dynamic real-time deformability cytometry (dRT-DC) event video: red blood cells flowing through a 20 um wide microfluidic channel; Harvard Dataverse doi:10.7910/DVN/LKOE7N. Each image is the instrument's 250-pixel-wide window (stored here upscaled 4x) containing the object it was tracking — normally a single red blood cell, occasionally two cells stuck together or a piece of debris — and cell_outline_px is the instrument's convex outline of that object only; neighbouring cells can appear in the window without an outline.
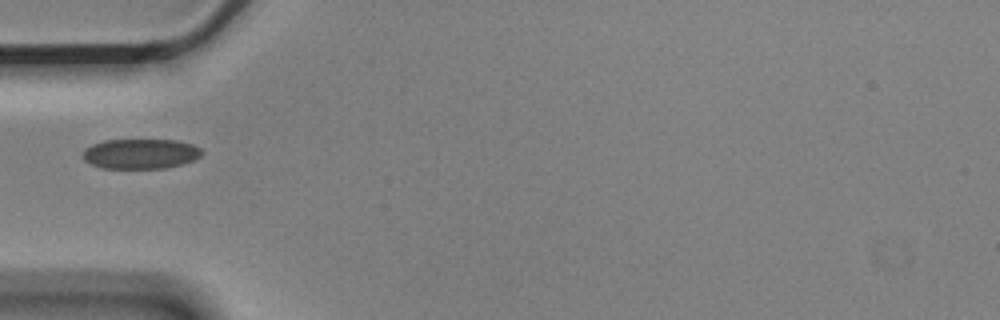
{"species": "Egyptian fruit bat (a non-hibernating species)", "species_latin": "Rousettus aegyptiacus", "temperature_condition": "cold", "stored_images_in_passage": 11, "camera_frame_rate_fps": 3000, "um_per_image_px": 0.085, "animal": {"sex": "male"}, "frame": {"image": 1, "passage_image": 5, "time_ms": 1.333, "image_size_px": [1000, 320], "cell_outline_px": [[204, 152], [200, 156], [192, 160], [180, 164], [164, 168], [100, 168], [84, 160], [84, 148], [92, 144], [104, 140], [176, 140], [192, 144], [200, 148]], "centroid_in_image_um": [11.93, 13.06], "position_along_channel_um": 73.1, "area_um2": 20.69}}
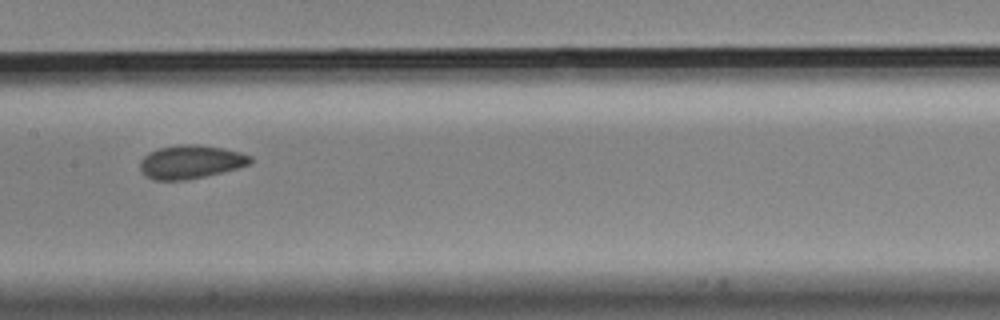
{"frame": {"image": 2, "passage_image": 8, "time_ms": 2.333, "image_size_px": [1000, 320], "cell_outline_px": [[252, 164], [240, 168], [204, 176], [184, 180], [156, 180], [148, 176], [140, 168], [140, 160], [148, 152], [160, 148], [180, 144], [200, 144], [224, 148], [240, 152], [252, 156]], "centroid_in_image_um": [16.26, 13.74], "position_along_channel_um": 191.1, "area_um2": 21.56}}
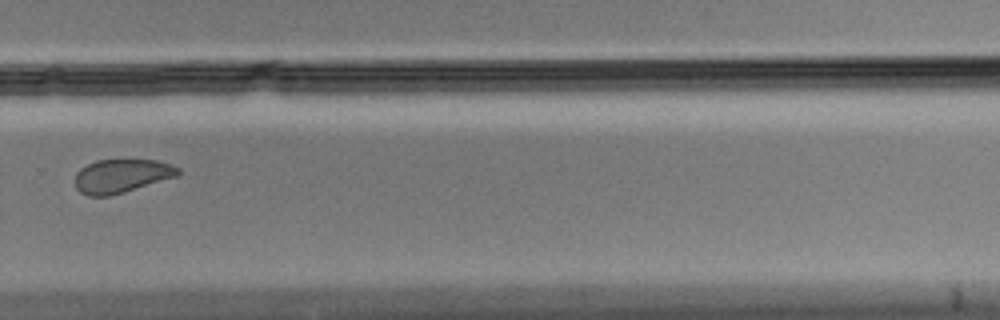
{"frame": {"image": 3, "passage_image": 11, "time_ms": 3.333, "image_size_px": [1000, 320], "cell_outline_px": [[180, 172], [176, 176], [124, 192], [108, 196], [88, 196], [80, 192], [76, 188], [76, 172], [80, 168], [96, 160], [156, 160], [180, 168]], "centroid_in_image_um": [10.29, 14.95], "position_along_channel_um": 319.5, "area_um2": 19.94}}